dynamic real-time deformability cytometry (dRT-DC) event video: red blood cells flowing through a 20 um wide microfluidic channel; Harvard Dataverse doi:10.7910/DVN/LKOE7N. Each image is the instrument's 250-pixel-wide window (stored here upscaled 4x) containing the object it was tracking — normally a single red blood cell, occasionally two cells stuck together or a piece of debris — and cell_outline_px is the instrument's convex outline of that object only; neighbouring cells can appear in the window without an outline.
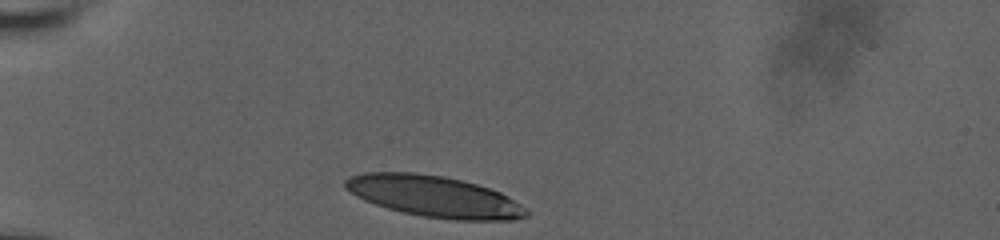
{"species": "human", "species_latin": "Homo sapiens", "temperature_condition": "room temperature", "stored_images_in_passage": 32, "camera_frame_rate_fps": 3000, "um_per_image_px": 0.085, "donor": {"sex": "male"}, "frame": {"image": 1, "passage_image": 1, "time_ms": 0.0, "image_size_px": [1000, 240], "cell_outline_px": [[528, 216], [516, 220], [452, 220], [424, 216], [404, 212], [388, 208], [364, 200], [356, 196], [344, 188], [344, 180], [348, 176], [364, 172], [412, 172], [444, 176], [476, 184], [500, 192], [508, 196], [520, 204], [528, 212]], "centroid_in_image_um": [36.88, 16.69], "position_along_channel_um": 48.1, "area_um2": 43.47}}
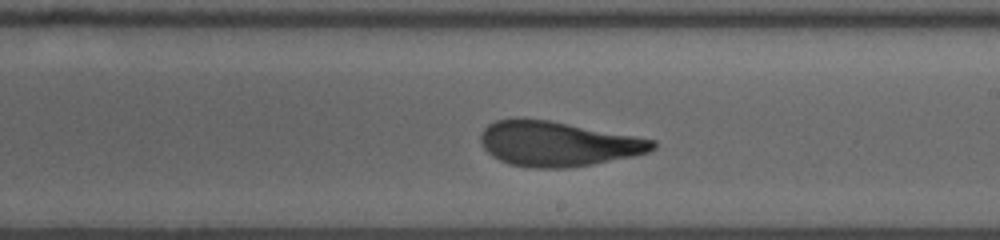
{"frame": {"image": 2, "passage_image": 19, "time_ms": 6.0, "image_size_px": [1000, 240], "cell_outline_px": [[656, 148], [648, 152], [632, 156], [592, 164], [568, 168], [532, 168], [508, 164], [492, 156], [484, 148], [480, 140], [480, 132], [488, 124], [496, 120], [548, 120], [636, 136], [656, 140]], "centroid_in_image_um": [47.41, 12.24], "position_along_channel_um": 241.6, "area_um2": 44.56}}
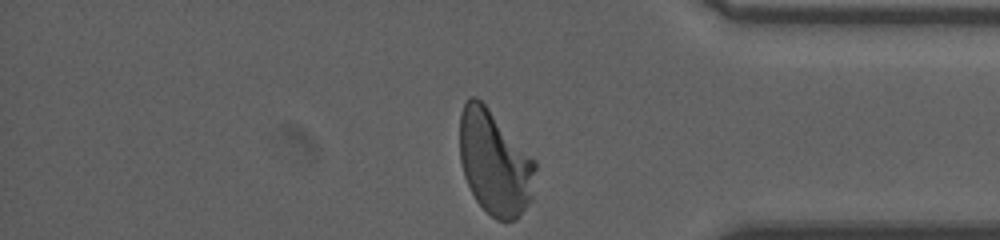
{"frame": {"image": 3, "passage_image": 32, "time_ms": 10.333, "image_size_px": [1000, 240], "cell_outline_px": [[536, 168], [532, 200], [516, 220], [496, 220], [476, 200], [464, 176], [460, 160], [460, 112], [464, 104], [472, 96], [476, 96], [488, 108], [536, 160]], "centroid_in_image_um": [42.06, 13.84], "position_along_channel_um": 393.1, "area_um2": 45.89}, "authors_computed_cell_mechanics": {"area_um2": 45.4019, "velocity_mm_per_s": 3.81, "shape_relaxation_time_tau1_ms": 6.3154, "shape_relaxation_time_tau2_ms": 1.1181, "deformation_change_tau1": 0.2278, "deformation_change_tau2": 0.0876}}